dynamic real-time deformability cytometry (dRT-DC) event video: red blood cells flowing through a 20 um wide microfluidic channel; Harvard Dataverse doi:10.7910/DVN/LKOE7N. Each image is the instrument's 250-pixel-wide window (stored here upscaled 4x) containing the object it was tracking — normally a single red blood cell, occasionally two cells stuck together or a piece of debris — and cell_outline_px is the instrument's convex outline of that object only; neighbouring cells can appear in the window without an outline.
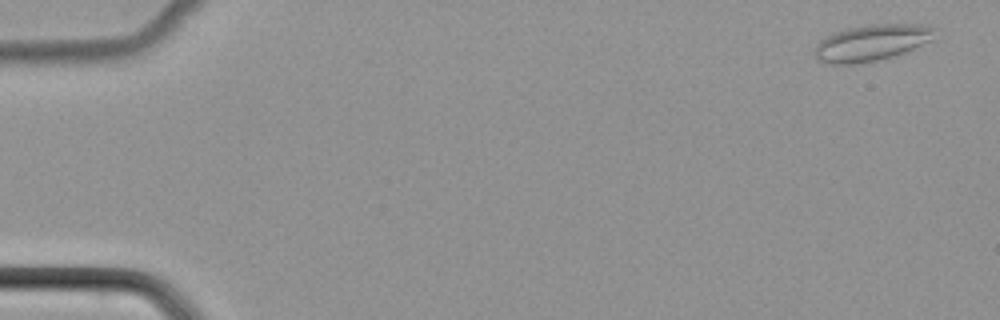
{"species": "common noctule bat (a hibernating species)", "species_latin": "Nyctalus noctula", "temperature_condition": "cold", "stored_images_in_passage": 4, "camera_frame_rate_fps": 3000, "um_per_image_px": 0.085, "animal": {"sex": "female", "body_mass_g": 22.7, "forearm_length_mm": 54.2}, "frame": {"image": 1, "passage_image": 3, "time_ms": 0.667, "image_size_px": [1000, 320], "cell_outline_px": [[936, 40], [904, 52], [892, 56], [860, 64], [824, 64], [816, 60], [812, 52], [816, 44], [820, 40], [836, 32], [848, 28], [872, 24], [920, 24], [936, 28]], "centroid_in_image_um": [74.09, 3.64], "position_along_channel_um": 10.9, "area_um2": 25.84}}